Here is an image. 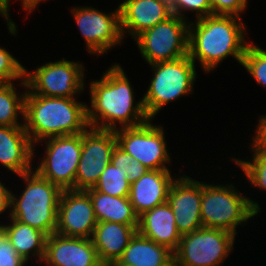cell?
<instances>
[{
  "instance_id": "19",
  "label": "cell",
  "mask_w": 266,
  "mask_h": 266,
  "mask_svg": "<svg viewBox=\"0 0 266 266\" xmlns=\"http://www.w3.org/2000/svg\"><path fill=\"white\" fill-rule=\"evenodd\" d=\"M24 126H0V163L22 175L31 171L34 148Z\"/></svg>"
},
{
  "instance_id": "31",
  "label": "cell",
  "mask_w": 266,
  "mask_h": 266,
  "mask_svg": "<svg viewBox=\"0 0 266 266\" xmlns=\"http://www.w3.org/2000/svg\"><path fill=\"white\" fill-rule=\"evenodd\" d=\"M212 14L233 15L240 17L242 11L246 10L247 0H210Z\"/></svg>"
},
{
  "instance_id": "10",
  "label": "cell",
  "mask_w": 266,
  "mask_h": 266,
  "mask_svg": "<svg viewBox=\"0 0 266 266\" xmlns=\"http://www.w3.org/2000/svg\"><path fill=\"white\" fill-rule=\"evenodd\" d=\"M47 140V141H46ZM46 153L36 172L62 190H75L82 151V133L45 139Z\"/></svg>"
},
{
  "instance_id": "1",
  "label": "cell",
  "mask_w": 266,
  "mask_h": 266,
  "mask_svg": "<svg viewBox=\"0 0 266 266\" xmlns=\"http://www.w3.org/2000/svg\"><path fill=\"white\" fill-rule=\"evenodd\" d=\"M134 92L119 64L113 65L100 80L90 83L91 107H87L89 126L101 130H116L136 127L150 118L147 116L142 99L134 105ZM92 108V109H91ZM101 120V121H100Z\"/></svg>"
},
{
  "instance_id": "5",
  "label": "cell",
  "mask_w": 266,
  "mask_h": 266,
  "mask_svg": "<svg viewBox=\"0 0 266 266\" xmlns=\"http://www.w3.org/2000/svg\"><path fill=\"white\" fill-rule=\"evenodd\" d=\"M230 185L202 182L201 219L203 227L228 231L236 235L237 226L260 212L257 202L238 193Z\"/></svg>"
},
{
  "instance_id": "29",
  "label": "cell",
  "mask_w": 266,
  "mask_h": 266,
  "mask_svg": "<svg viewBox=\"0 0 266 266\" xmlns=\"http://www.w3.org/2000/svg\"><path fill=\"white\" fill-rule=\"evenodd\" d=\"M21 79V85L27 87L25 67L6 49L0 47V83H8Z\"/></svg>"
},
{
  "instance_id": "36",
  "label": "cell",
  "mask_w": 266,
  "mask_h": 266,
  "mask_svg": "<svg viewBox=\"0 0 266 266\" xmlns=\"http://www.w3.org/2000/svg\"><path fill=\"white\" fill-rule=\"evenodd\" d=\"M11 194L12 193H10V191L0 181V214L11 208Z\"/></svg>"
},
{
  "instance_id": "6",
  "label": "cell",
  "mask_w": 266,
  "mask_h": 266,
  "mask_svg": "<svg viewBox=\"0 0 266 266\" xmlns=\"http://www.w3.org/2000/svg\"><path fill=\"white\" fill-rule=\"evenodd\" d=\"M150 65L154 75L142 101L147 116L152 120L165 104L193 92L197 73L195 63L188 55Z\"/></svg>"
},
{
  "instance_id": "38",
  "label": "cell",
  "mask_w": 266,
  "mask_h": 266,
  "mask_svg": "<svg viewBox=\"0 0 266 266\" xmlns=\"http://www.w3.org/2000/svg\"><path fill=\"white\" fill-rule=\"evenodd\" d=\"M23 4V8L26 9L29 13L32 12L40 2H43L44 0H21Z\"/></svg>"
},
{
  "instance_id": "11",
  "label": "cell",
  "mask_w": 266,
  "mask_h": 266,
  "mask_svg": "<svg viewBox=\"0 0 266 266\" xmlns=\"http://www.w3.org/2000/svg\"><path fill=\"white\" fill-rule=\"evenodd\" d=\"M150 120L136 127L114 130L117 145L148 170L168 169L166 164L171 158L163 127L152 125Z\"/></svg>"
},
{
  "instance_id": "22",
  "label": "cell",
  "mask_w": 266,
  "mask_h": 266,
  "mask_svg": "<svg viewBox=\"0 0 266 266\" xmlns=\"http://www.w3.org/2000/svg\"><path fill=\"white\" fill-rule=\"evenodd\" d=\"M115 266H174V255L162 246L136 232Z\"/></svg>"
},
{
  "instance_id": "28",
  "label": "cell",
  "mask_w": 266,
  "mask_h": 266,
  "mask_svg": "<svg viewBox=\"0 0 266 266\" xmlns=\"http://www.w3.org/2000/svg\"><path fill=\"white\" fill-rule=\"evenodd\" d=\"M253 162L234 159L255 187L266 190V153L254 150Z\"/></svg>"
},
{
  "instance_id": "26",
  "label": "cell",
  "mask_w": 266,
  "mask_h": 266,
  "mask_svg": "<svg viewBox=\"0 0 266 266\" xmlns=\"http://www.w3.org/2000/svg\"><path fill=\"white\" fill-rule=\"evenodd\" d=\"M130 186L125 169L115 167L110 163L101 173L94 189L114 197H128Z\"/></svg>"
},
{
  "instance_id": "13",
  "label": "cell",
  "mask_w": 266,
  "mask_h": 266,
  "mask_svg": "<svg viewBox=\"0 0 266 266\" xmlns=\"http://www.w3.org/2000/svg\"><path fill=\"white\" fill-rule=\"evenodd\" d=\"M72 14L84 37L88 53L101 55L122 42L119 6L111 14L93 7H75Z\"/></svg>"
},
{
  "instance_id": "4",
  "label": "cell",
  "mask_w": 266,
  "mask_h": 266,
  "mask_svg": "<svg viewBox=\"0 0 266 266\" xmlns=\"http://www.w3.org/2000/svg\"><path fill=\"white\" fill-rule=\"evenodd\" d=\"M32 171L20 175L27 184L20 198L11 194L10 218L50 236L57 227L58 206L63 190L35 170Z\"/></svg>"
},
{
  "instance_id": "18",
  "label": "cell",
  "mask_w": 266,
  "mask_h": 266,
  "mask_svg": "<svg viewBox=\"0 0 266 266\" xmlns=\"http://www.w3.org/2000/svg\"><path fill=\"white\" fill-rule=\"evenodd\" d=\"M173 179L169 169L148 170L131 183L129 196L135 213L143 212L167 202Z\"/></svg>"
},
{
  "instance_id": "39",
  "label": "cell",
  "mask_w": 266,
  "mask_h": 266,
  "mask_svg": "<svg viewBox=\"0 0 266 266\" xmlns=\"http://www.w3.org/2000/svg\"><path fill=\"white\" fill-rule=\"evenodd\" d=\"M7 238L5 229L3 225H0V243H3V241Z\"/></svg>"
},
{
  "instance_id": "30",
  "label": "cell",
  "mask_w": 266,
  "mask_h": 266,
  "mask_svg": "<svg viewBox=\"0 0 266 266\" xmlns=\"http://www.w3.org/2000/svg\"><path fill=\"white\" fill-rule=\"evenodd\" d=\"M172 14L184 18V11L196 12V17H206L212 15V6L210 0H170Z\"/></svg>"
},
{
  "instance_id": "27",
  "label": "cell",
  "mask_w": 266,
  "mask_h": 266,
  "mask_svg": "<svg viewBox=\"0 0 266 266\" xmlns=\"http://www.w3.org/2000/svg\"><path fill=\"white\" fill-rule=\"evenodd\" d=\"M259 85L266 88V51L249 43L242 64Z\"/></svg>"
},
{
  "instance_id": "40",
  "label": "cell",
  "mask_w": 266,
  "mask_h": 266,
  "mask_svg": "<svg viewBox=\"0 0 266 266\" xmlns=\"http://www.w3.org/2000/svg\"><path fill=\"white\" fill-rule=\"evenodd\" d=\"M99 266H115L114 264L101 263Z\"/></svg>"
},
{
  "instance_id": "17",
  "label": "cell",
  "mask_w": 266,
  "mask_h": 266,
  "mask_svg": "<svg viewBox=\"0 0 266 266\" xmlns=\"http://www.w3.org/2000/svg\"><path fill=\"white\" fill-rule=\"evenodd\" d=\"M120 28L135 39L172 15L170 0H125L119 4Z\"/></svg>"
},
{
  "instance_id": "2",
  "label": "cell",
  "mask_w": 266,
  "mask_h": 266,
  "mask_svg": "<svg viewBox=\"0 0 266 266\" xmlns=\"http://www.w3.org/2000/svg\"><path fill=\"white\" fill-rule=\"evenodd\" d=\"M245 26L241 17L209 15L189 22L188 56L199 60L205 72L214 70L228 56L242 64L249 44L245 40Z\"/></svg>"
},
{
  "instance_id": "15",
  "label": "cell",
  "mask_w": 266,
  "mask_h": 266,
  "mask_svg": "<svg viewBox=\"0 0 266 266\" xmlns=\"http://www.w3.org/2000/svg\"><path fill=\"white\" fill-rule=\"evenodd\" d=\"M201 200L202 182L183 175L172 183L167 202L174 213L176 227L181 236L203 227Z\"/></svg>"
},
{
  "instance_id": "7",
  "label": "cell",
  "mask_w": 266,
  "mask_h": 266,
  "mask_svg": "<svg viewBox=\"0 0 266 266\" xmlns=\"http://www.w3.org/2000/svg\"><path fill=\"white\" fill-rule=\"evenodd\" d=\"M235 234L202 227L181 236L174 266H220L232 251Z\"/></svg>"
},
{
  "instance_id": "12",
  "label": "cell",
  "mask_w": 266,
  "mask_h": 266,
  "mask_svg": "<svg viewBox=\"0 0 266 266\" xmlns=\"http://www.w3.org/2000/svg\"><path fill=\"white\" fill-rule=\"evenodd\" d=\"M117 145L114 130L89 127L82 133V151L75 177V190L94 188L101 173L111 162Z\"/></svg>"
},
{
  "instance_id": "33",
  "label": "cell",
  "mask_w": 266,
  "mask_h": 266,
  "mask_svg": "<svg viewBox=\"0 0 266 266\" xmlns=\"http://www.w3.org/2000/svg\"><path fill=\"white\" fill-rule=\"evenodd\" d=\"M258 129L251 144L252 149L266 153V115L260 116Z\"/></svg>"
},
{
  "instance_id": "24",
  "label": "cell",
  "mask_w": 266,
  "mask_h": 266,
  "mask_svg": "<svg viewBox=\"0 0 266 266\" xmlns=\"http://www.w3.org/2000/svg\"><path fill=\"white\" fill-rule=\"evenodd\" d=\"M3 227L7 239L25 261L29 260L30 254L37 256L40 261L43 260L47 239L44 232L12 218L11 225H3Z\"/></svg>"
},
{
  "instance_id": "16",
  "label": "cell",
  "mask_w": 266,
  "mask_h": 266,
  "mask_svg": "<svg viewBox=\"0 0 266 266\" xmlns=\"http://www.w3.org/2000/svg\"><path fill=\"white\" fill-rule=\"evenodd\" d=\"M43 262L46 266H99L101 261L91 238L47 236Z\"/></svg>"
},
{
  "instance_id": "34",
  "label": "cell",
  "mask_w": 266,
  "mask_h": 266,
  "mask_svg": "<svg viewBox=\"0 0 266 266\" xmlns=\"http://www.w3.org/2000/svg\"><path fill=\"white\" fill-rule=\"evenodd\" d=\"M134 158L126 153L123 149H121L118 145L114 148L111 156V164L115 167H119L121 169H125L127 171L128 164L131 163V161Z\"/></svg>"
},
{
  "instance_id": "35",
  "label": "cell",
  "mask_w": 266,
  "mask_h": 266,
  "mask_svg": "<svg viewBox=\"0 0 266 266\" xmlns=\"http://www.w3.org/2000/svg\"><path fill=\"white\" fill-rule=\"evenodd\" d=\"M148 171L143 164L137 162L135 159L128 164L126 175L130 183L137 181L141 176H143Z\"/></svg>"
},
{
  "instance_id": "14",
  "label": "cell",
  "mask_w": 266,
  "mask_h": 266,
  "mask_svg": "<svg viewBox=\"0 0 266 266\" xmlns=\"http://www.w3.org/2000/svg\"><path fill=\"white\" fill-rule=\"evenodd\" d=\"M97 219L85 190H63L57 213L55 233L66 237L92 238Z\"/></svg>"
},
{
  "instance_id": "32",
  "label": "cell",
  "mask_w": 266,
  "mask_h": 266,
  "mask_svg": "<svg viewBox=\"0 0 266 266\" xmlns=\"http://www.w3.org/2000/svg\"><path fill=\"white\" fill-rule=\"evenodd\" d=\"M26 262L7 238L0 243V266H24Z\"/></svg>"
},
{
  "instance_id": "21",
  "label": "cell",
  "mask_w": 266,
  "mask_h": 266,
  "mask_svg": "<svg viewBox=\"0 0 266 266\" xmlns=\"http://www.w3.org/2000/svg\"><path fill=\"white\" fill-rule=\"evenodd\" d=\"M137 228L115 222H98L91 239L101 263L115 264L136 234Z\"/></svg>"
},
{
  "instance_id": "25",
  "label": "cell",
  "mask_w": 266,
  "mask_h": 266,
  "mask_svg": "<svg viewBox=\"0 0 266 266\" xmlns=\"http://www.w3.org/2000/svg\"><path fill=\"white\" fill-rule=\"evenodd\" d=\"M26 90L20 95L13 82L0 83V126H24L18 122V116H24Z\"/></svg>"
},
{
  "instance_id": "37",
  "label": "cell",
  "mask_w": 266,
  "mask_h": 266,
  "mask_svg": "<svg viewBox=\"0 0 266 266\" xmlns=\"http://www.w3.org/2000/svg\"><path fill=\"white\" fill-rule=\"evenodd\" d=\"M9 1L10 0H0V14L5 17V20H7V25L9 32L13 35L17 33L16 30V25L13 21H11L10 16H9Z\"/></svg>"
},
{
  "instance_id": "23",
  "label": "cell",
  "mask_w": 266,
  "mask_h": 266,
  "mask_svg": "<svg viewBox=\"0 0 266 266\" xmlns=\"http://www.w3.org/2000/svg\"><path fill=\"white\" fill-rule=\"evenodd\" d=\"M92 201L97 222H115L138 226V215L128 197H114L94 188L85 190Z\"/></svg>"
},
{
  "instance_id": "8",
  "label": "cell",
  "mask_w": 266,
  "mask_h": 266,
  "mask_svg": "<svg viewBox=\"0 0 266 266\" xmlns=\"http://www.w3.org/2000/svg\"><path fill=\"white\" fill-rule=\"evenodd\" d=\"M189 23L172 14L135 38L148 64L172 61L188 55Z\"/></svg>"
},
{
  "instance_id": "20",
  "label": "cell",
  "mask_w": 266,
  "mask_h": 266,
  "mask_svg": "<svg viewBox=\"0 0 266 266\" xmlns=\"http://www.w3.org/2000/svg\"><path fill=\"white\" fill-rule=\"evenodd\" d=\"M137 232L157 244L167 247L173 253L178 248L181 239L174 213L168 202L139 215Z\"/></svg>"
},
{
  "instance_id": "3",
  "label": "cell",
  "mask_w": 266,
  "mask_h": 266,
  "mask_svg": "<svg viewBox=\"0 0 266 266\" xmlns=\"http://www.w3.org/2000/svg\"><path fill=\"white\" fill-rule=\"evenodd\" d=\"M87 107L75 98L46 97L26 90L22 124L33 146L48 138L80 134L90 127Z\"/></svg>"
},
{
  "instance_id": "9",
  "label": "cell",
  "mask_w": 266,
  "mask_h": 266,
  "mask_svg": "<svg viewBox=\"0 0 266 266\" xmlns=\"http://www.w3.org/2000/svg\"><path fill=\"white\" fill-rule=\"evenodd\" d=\"M83 65L64 58L41 65L34 72L25 69V81L31 94L74 98L84 90Z\"/></svg>"
}]
</instances>
